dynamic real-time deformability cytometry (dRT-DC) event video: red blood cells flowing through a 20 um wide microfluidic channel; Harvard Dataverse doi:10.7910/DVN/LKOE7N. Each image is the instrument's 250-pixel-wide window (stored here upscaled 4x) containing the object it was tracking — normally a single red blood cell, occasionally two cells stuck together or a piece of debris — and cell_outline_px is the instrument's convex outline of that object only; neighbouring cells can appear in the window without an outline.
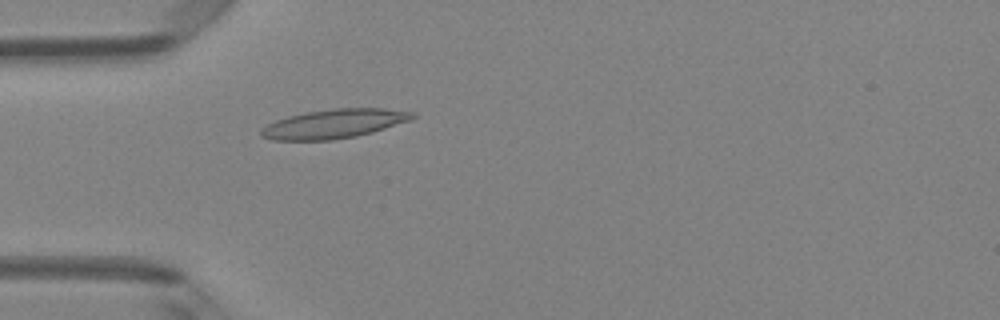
{"species": "Egyptian fruit bat (a non-hibernating species)", "species_latin": "Rousettus aegyptiacus", "temperature_condition": "room temperature", "stored_images_in_passage": 3, "camera_frame_rate_fps": 3000, "um_per_image_px": 0.085, "animal": {"sex": "female"}, "frame": {"image": 1, "passage_image": 3, "time_ms": 0.667, "image_size_px": [1000, 320], "cell_outline_px": [[416, 116], [412, 120], [372, 132], [356, 136], [332, 140], [272, 140], [260, 136], [260, 128], [276, 120], [288, 116], [308, 112], [336, 108], [384, 108], [416, 112]], "centroid_in_image_um": [28.42, 10.52], "position_along_channel_um": 56.6, "area_um2": 25.72}}